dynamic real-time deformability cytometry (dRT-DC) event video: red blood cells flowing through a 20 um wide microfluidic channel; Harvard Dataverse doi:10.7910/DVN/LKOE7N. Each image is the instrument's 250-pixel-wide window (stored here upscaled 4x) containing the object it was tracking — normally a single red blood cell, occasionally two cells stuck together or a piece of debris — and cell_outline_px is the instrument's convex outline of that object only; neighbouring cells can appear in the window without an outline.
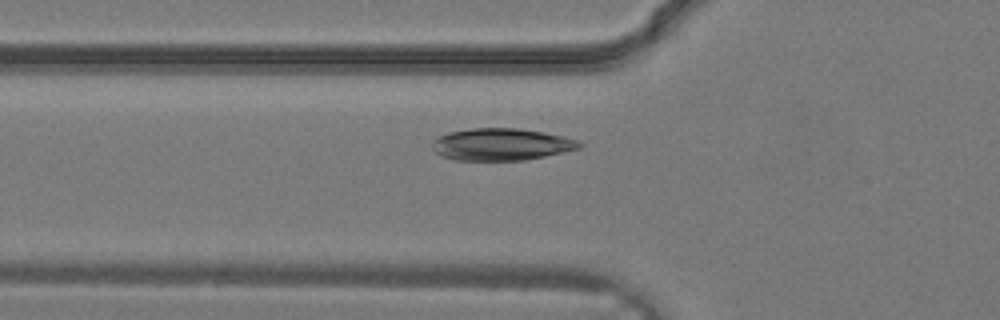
{"species": "common noctule bat (a hibernating species)", "species_latin": "Nyctalus noctula", "temperature_condition": "warm", "stored_images_in_passage": 32, "camera_frame_rate_fps": 3000, "um_per_image_px": 0.085, "animal": {"sex": "male", "body_mass_g": 19.2, "forearm_length_mm": 51.8}, "frame": {"image": 1, "passage_image": 10, "time_ms": 3.0, "image_size_px": [1000, 320], "cell_outline_px": [[584, 144], [580, 148], [564, 152], [524, 160], [456, 160], [440, 156], [432, 148], [432, 140], [448, 132], [472, 128], [520, 128], [544, 132], [576, 140]], "centroid_in_image_um": [42.58, 12.27], "position_along_channel_um": 83.2, "area_um2": 27.46}}
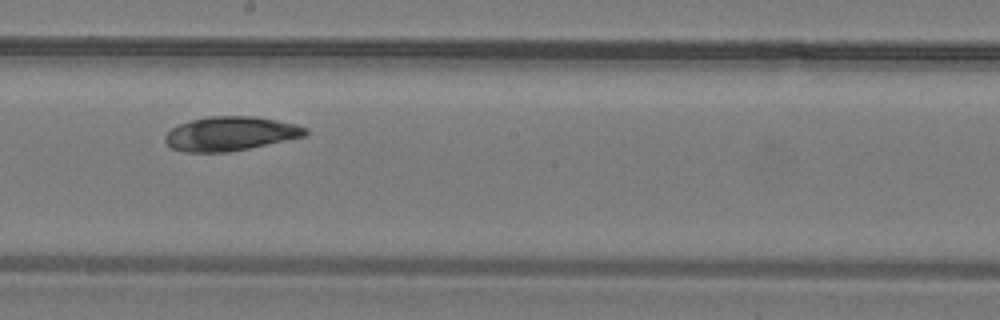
{"frame": {"image": 2, "passage_image": 17, "time_ms": 5.333, "image_size_px": [1000, 320], "cell_outline_px": [[308, 136], [228, 152], [184, 152], [172, 148], [164, 140], [164, 136], [172, 128], [180, 124], [192, 120], [208, 116], [252, 116], [276, 120], [296, 124], [308, 128]], "centroid_in_image_um": [19.61, 11.36], "position_along_channel_um": 228.6, "area_um2": 27.86}}
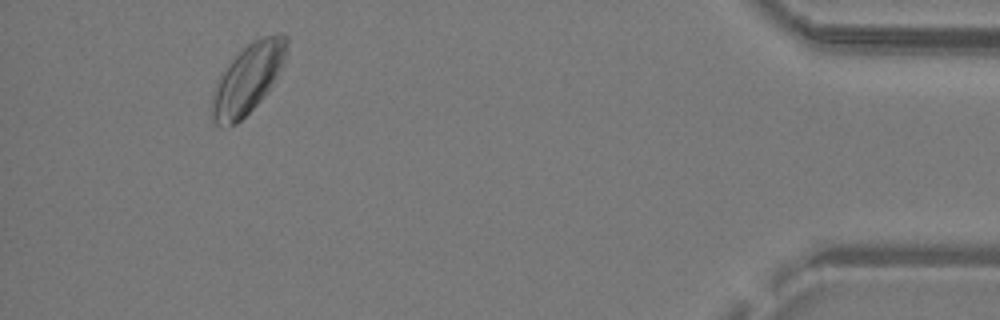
{"frame": {"image": 3, "passage_image": 29, "time_ms": 9.333, "image_size_px": [1000, 320], "cell_outline_px": [[288, 52], [268, 92], [236, 124], [216, 124], [212, 120], [212, 92], [216, 80], [232, 56], [248, 44], [264, 36], [288, 36]], "centroid_in_image_um": [21.03, 6.67], "position_along_channel_um": 414.2, "area_um2": 29.82}}